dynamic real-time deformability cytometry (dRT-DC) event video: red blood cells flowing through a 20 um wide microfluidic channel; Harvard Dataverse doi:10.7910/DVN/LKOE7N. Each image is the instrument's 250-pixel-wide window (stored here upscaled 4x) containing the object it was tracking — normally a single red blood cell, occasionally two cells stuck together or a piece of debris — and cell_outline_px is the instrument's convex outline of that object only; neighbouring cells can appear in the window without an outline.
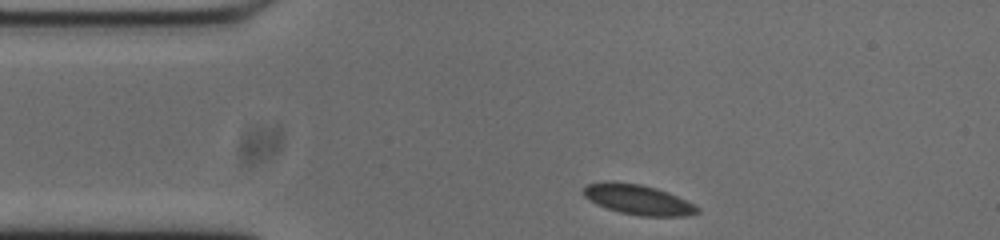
{"species": "common noctule bat (a hibernating species)", "species_latin": "Nyctalus noctula", "temperature_condition": "cold", "stored_images_in_passage": 46, "camera_frame_rate_fps": 3000, "um_per_image_px": 0.085, "animal": {"sex": "male", "body_mass_g": 20.0, "forearm_length_mm": 53.3}, "frame": {"image": 1, "passage_image": 1, "time_ms": 0.0, "image_size_px": [1000, 240], "cell_outline_px": [[700, 212], [684, 216], [640, 216], [620, 212], [596, 204], [584, 196], [584, 188], [588, 184], [640, 184], [656, 188], [668, 192], [700, 208]], "centroid_in_image_um": [54.3, 17.02], "position_along_channel_um": 30.7, "area_um2": 19.02}}
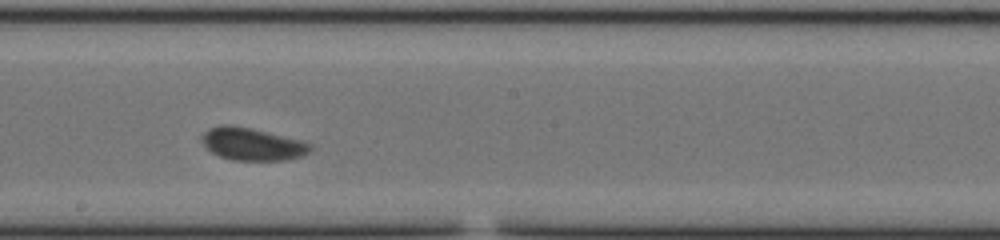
{"frame": {"image": 2, "passage_image": 20, "time_ms": 6.333, "image_size_px": [1000, 240], "cell_outline_px": [[312, 148], [308, 152], [300, 156], [284, 160], [232, 160], [220, 156], [212, 152], [204, 144], [200, 136], [208, 128], [220, 124], [228, 124], [248, 128], [296, 140], [308, 144]], "centroid_in_image_um": [21.34, 12.25], "position_along_channel_um": 226.9, "area_um2": 19.88}}
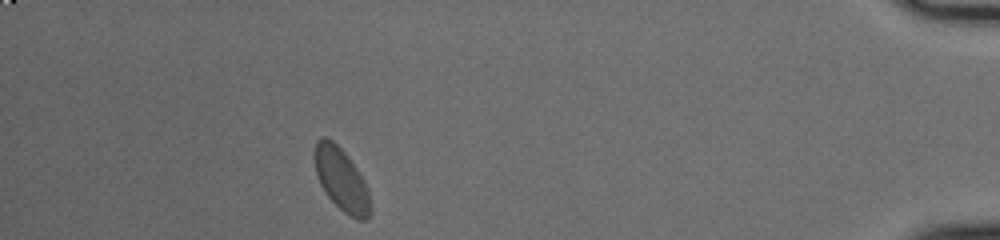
{"frame": {"image": 3, "passage_image": 40, "time_ms": 13.0, "image_size_px": [1000, 240], "cell_outline_px": [[372, 212], [364, 220], [356, 220], [348, 216], [328, 196], [320, 184], [316, 172], [312, 156], [316, 140], [320, 136], [324, 136], [332, 140], [344, 152], [356, 168], [368, 188]], "centroid_in_image_um": [29.0, 15.25], "position_along_channel_um": 406.2, "area_um2": 20.52}, "authors_computed_cell_mechanics": {"area_um2": 19.8543, "velocity_mm_per_s": 3.6605, "shape_relaxation_time_tau1_ms": 8.4163, "shape_relaxation_time_tau2_ms": 0.6056, "deformation_change_tau1": 0.1151, "deformation_change_tau2": 0.0409}}